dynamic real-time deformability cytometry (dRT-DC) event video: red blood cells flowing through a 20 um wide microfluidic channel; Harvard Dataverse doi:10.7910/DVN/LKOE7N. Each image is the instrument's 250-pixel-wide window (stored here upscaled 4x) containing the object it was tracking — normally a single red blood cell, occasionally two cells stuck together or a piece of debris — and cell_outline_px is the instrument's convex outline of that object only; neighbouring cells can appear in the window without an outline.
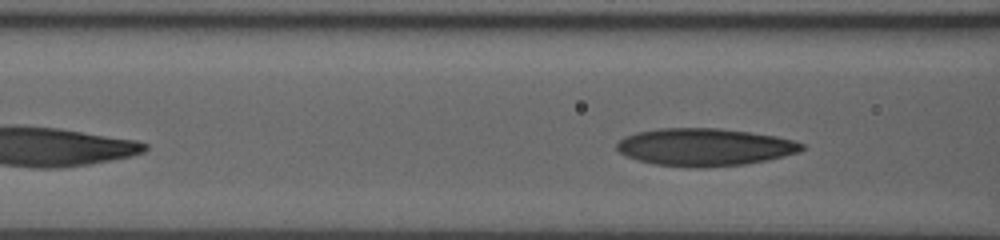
{"species": "human", "species_latin": "Homo sapiens", "temperature_condition": "room temperature", "stored_images_in_passage": 11, "segment_of_instrument_passage": [2, 2], "camera_frame_rate_fps": 3000, "um_per_image_px": 0.085, "donor": {"sex": "male"}, "frame": {"image": 1, "passage_image": 11, "time_ms": 5.667, "image_size_px": [1000, 240], "cell_outline_px": [[804, 148], [800, 152], [768, 160], [744, 164], [700, 168], [688, 168], [656, 164], [636, 160], [624, 156], [616, 148], [616, 144], [624, 136], [636, 132], [660, 128], [720, 128], [776, 136], [792, 140], [804, 144]], "centroid_in_image_um": [59.86, 12.51], "position_along_channel_um": 106.7, "area_um2": 40.69}}